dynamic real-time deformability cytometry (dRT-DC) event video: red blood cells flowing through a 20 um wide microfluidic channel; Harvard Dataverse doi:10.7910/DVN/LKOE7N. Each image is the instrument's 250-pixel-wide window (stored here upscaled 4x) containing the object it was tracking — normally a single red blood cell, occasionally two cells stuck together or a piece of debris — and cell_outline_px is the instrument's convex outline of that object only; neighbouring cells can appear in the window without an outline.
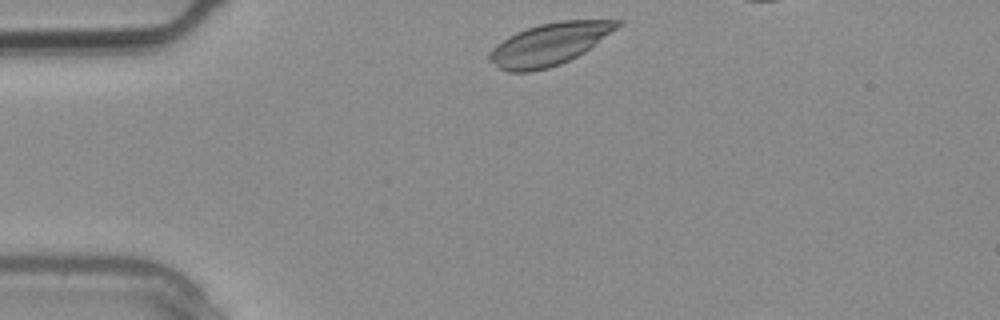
{"species": "common noctule bat (a hibernating species)", "species_latin": "Nyctalus noctula", "temperature_condition": "warm", "stored_images_in_passage": 3, "camera_frame_rate_fps": 3000, "um_per_image_px": 0.085, "animal": {"sex": "male", "body_mass_g": 20.4}, "frame": {"image": 1, "passage_image": 1, "time_ms": 0.0, "image_size_px": [1000, 320], "cell_outline_px": [[624, 24], [584, 52], [560, 64], [548, 68], [532, 72], [508, 72], [500, 68], [488, 60], [488, 52], [496, 44], [508, 36], [516, 32], [540, 24], [560, 20], [624, 20]], "centroid_in_image_um": [46.69, 3.75], "position_along_channel_um": 38.3, "area_um2": 31.44}}